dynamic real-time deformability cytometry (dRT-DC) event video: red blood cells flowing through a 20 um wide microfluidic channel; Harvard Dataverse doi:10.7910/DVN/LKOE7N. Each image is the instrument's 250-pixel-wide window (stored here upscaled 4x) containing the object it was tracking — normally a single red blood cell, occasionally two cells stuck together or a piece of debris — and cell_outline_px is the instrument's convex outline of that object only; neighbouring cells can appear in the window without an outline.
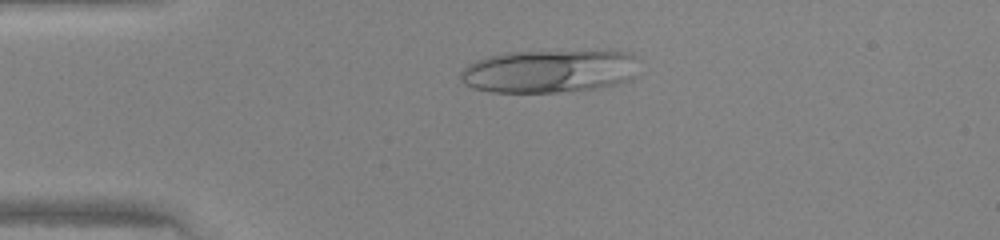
{"species": "human", "species_latin": "Homo sapiens", "temperature_condition": "warm", "stored_images_in_passage": 46, "camera_frame_rate_fps": 3000, "um_per_image_px": 0.085, "donor": {"sex": "female"}, "frame": {"image": 1, "passage_image": 11, "time_ms": 3.333, "image_size_px": [1000, 240], "cell_outline_px": [[636, 76], [628, 80], [616, 84], [600, 88], [556, 92], [492, 92], [472, 88], [464, 84], [460, 80], [460, 72], [468, 64], [476, 60], [488, 56], [508, 52], [632, 52]], "centroid_in_image_um": [46.61, 6.07], "position_along_channel_um": 38.4, "area_um2": 44.27}}
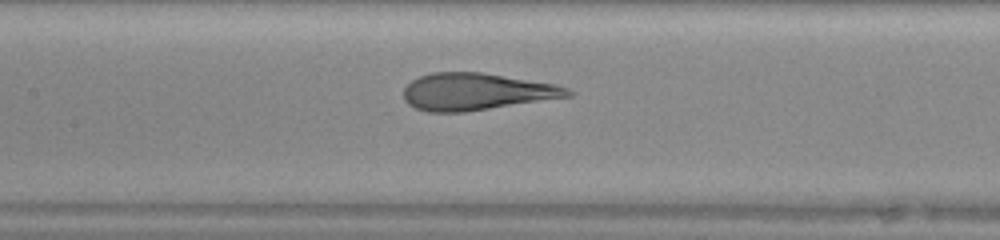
{"frame": {"image": 2, "passage_image": 22, "time_ms": 7.0, "image_size_px": [1000, 240], "cell_outline_px": [[576, 92], [572, 96], [464, 112], [428, 112], [416, 108], [408, 104], [404, 100], [404, 88], [412, 80], [420, 76], [432, 72], [480, 72], [556, 84], [568, 88]], "centroid_in_image_um": [40.5, 7.79], "position_along_channel_um": 166.9, "area_um2": 35.37}}
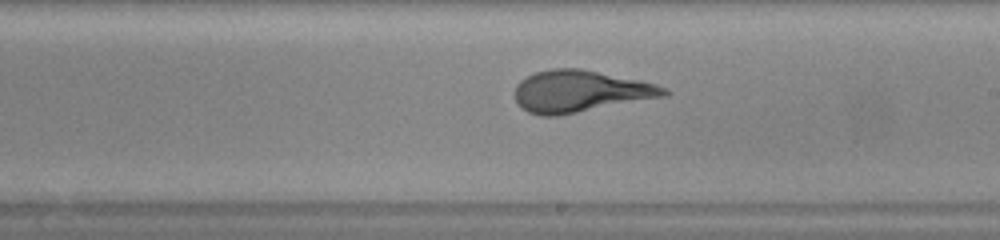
{"frame": {"image": 3, "passage_image": 27, "time_ms": 8.667, "image_size_px": [1000, 240], "cell_outline_px": [[672, 92], [668, 96], [556, 116], [540, 116], [528, 112], [520, 108], [516, 100], [516, 84], [520, 80], [536, 72], [552, 68], [580, 68], [656, 84], [668, 88]], "centroid_in_image_um": [49.33, 7.77], "position_along_channel_um": 239.7, "area_um2": 36.36}}